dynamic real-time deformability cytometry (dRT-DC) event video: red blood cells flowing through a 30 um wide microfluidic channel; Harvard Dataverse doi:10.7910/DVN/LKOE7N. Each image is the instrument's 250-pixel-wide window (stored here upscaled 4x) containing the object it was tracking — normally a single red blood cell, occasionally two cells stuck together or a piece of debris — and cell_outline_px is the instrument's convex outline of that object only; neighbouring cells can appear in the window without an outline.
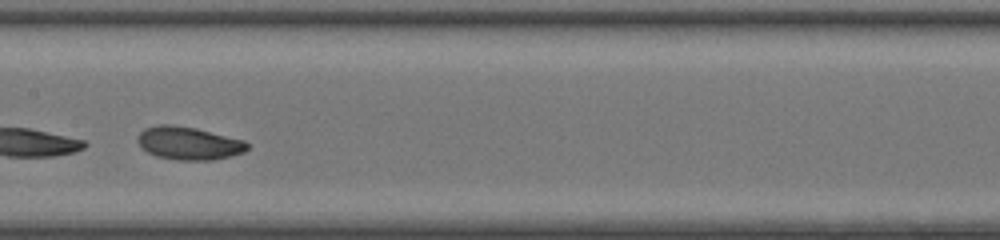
{"species": "common noctule bat (a hibernating species)", "species_latin": "Nyctalus noctula", "temperature_condition": "room temperature", "stored_images_in_passage": 35, "camera_frame_rate_fps": 3000, "um_per_image_px": 0.085, "animal": {"sex": "female", "body_mass_g": 20.0, "forearm_length_mm": 54.0}, "frame": {"image": 1, "passage_image": 16, "time_ms": 5.0, "image_size_px": [1000, 240], "cell_outline_px": [[248, 148], [244, 152], [212, 160], [176, 160], [156, 156], [140, 148], [136, 140], [140, 132], [144, 128], [156, 124], [172, 124], [196, 128], [244, 140], [248, 144]], "centroid_in_image_um": [15.98, 12.16], "position_along_channel_um": 191.4, "area_um2": 21.21}, "authors_computed_cell_mechanics": {"area_um2": 20.9814, "velocity_mm_per_s": 4.2972, "shape_relaxation_time_tau1_ms": 3.8492, "shape_relaxation_time_tau2_ms": 2.7855, "deformation_change_tau1": 0.146, "deformation_change_tau2": 0.0689}}